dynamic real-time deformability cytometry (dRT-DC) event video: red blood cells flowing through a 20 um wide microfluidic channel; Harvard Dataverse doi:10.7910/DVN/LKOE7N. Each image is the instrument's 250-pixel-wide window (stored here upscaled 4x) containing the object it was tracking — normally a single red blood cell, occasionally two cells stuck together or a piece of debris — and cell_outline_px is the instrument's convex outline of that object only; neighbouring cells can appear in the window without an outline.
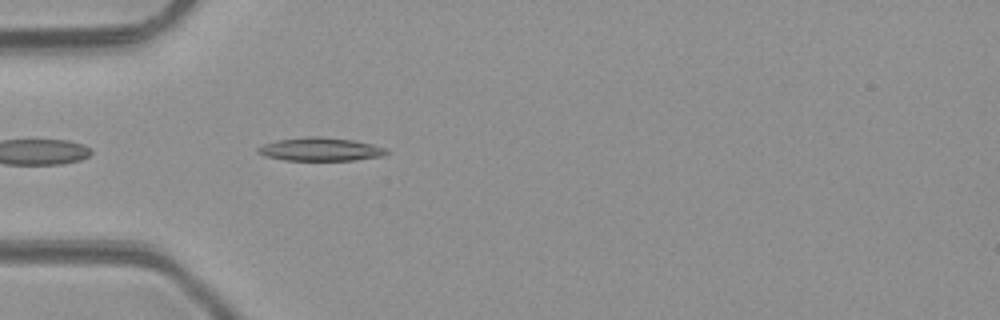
{"species": "common noctule bat (a hibernating species)", "species_latin": "Nyctalus noctula", "temperature_condition": "room temperature", "stored_images_in_passage": 4, "camera_frame_rate_fps": 3000, "um_per_image_px": 0.085, "animal": {"sex": "male", "body_mass_g": 23.1, "forearm_length_mm": 52.7}, "frame": {"image": 1, "passage_image": 4, "time_ms": 3.333, "image_size_px": [1000, 320], "cell_outline_px": [[388, 152], [384, 156], [356, 160], [284, 160], [264, 156], [256, 152], [256, 148], [264, 144], [276, 140], [304, 136], [320, 136], [352, 140], [372, 144], [384, 148]], "centroid_in_image_um": [27.19, 12.68], "position_along_channel_um": 57.8, "area_um2": 17.57}}